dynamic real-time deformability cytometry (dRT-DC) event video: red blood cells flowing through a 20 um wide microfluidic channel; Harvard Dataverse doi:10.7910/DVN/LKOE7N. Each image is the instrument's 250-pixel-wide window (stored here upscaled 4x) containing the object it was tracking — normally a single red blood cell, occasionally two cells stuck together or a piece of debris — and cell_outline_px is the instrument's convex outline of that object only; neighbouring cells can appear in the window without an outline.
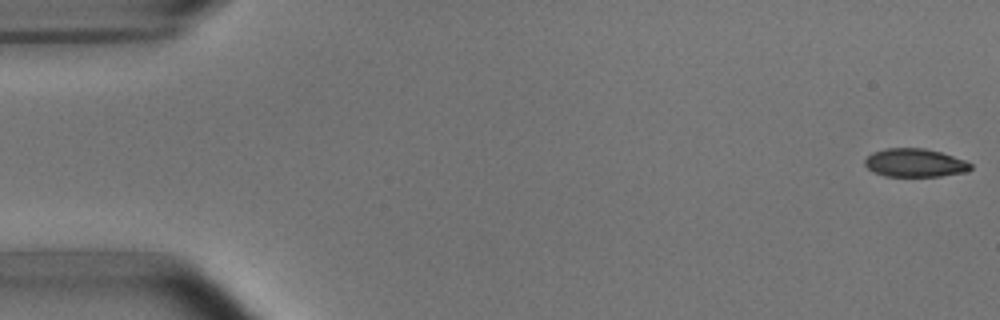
{"species": "common noctule bat (a hibernating species)", "species_latin": "Nyctalus noctula", "temperature_condition": "room temperature", "stored_images_in_passage": 4, "camera_frame_rate_fps": 3000, "um_per_image_px": 0.085, "animal": {"sex": "male", "body_mass_g": 15.6}, "frame": {"image": 1, "passage_image": 1, "time_ms": 0.0, "image_size_px": [1000, 320], "cell_outline_px": [[972, 168], [968, 172], [940, 176], [884, 176], [872, 172], [864, 164], [864, 160], [872, 152], [888, 148], [924, 148], [940, 152], [964, 160], [972, 164]], "centroid_in_image_um": [77.76, 13.85], "position_along_channel_um": 7.2, "area_um2": 17.51}}